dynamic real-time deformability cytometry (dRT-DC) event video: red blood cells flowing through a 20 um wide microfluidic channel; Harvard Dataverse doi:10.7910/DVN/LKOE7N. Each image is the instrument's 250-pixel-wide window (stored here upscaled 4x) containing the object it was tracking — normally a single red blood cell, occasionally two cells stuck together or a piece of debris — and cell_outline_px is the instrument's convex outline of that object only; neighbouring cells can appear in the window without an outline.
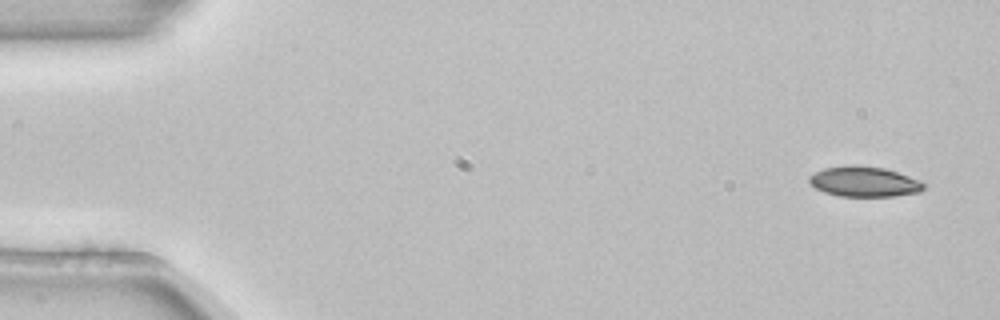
{"species": "common noctule bat (a hibernating species)", "species_latin": "Nyctalus noctula", "temperature_condition": "room temperature", "stored_images_in_passage": 4, "segment_of_instrument_passage": [1, 2], "camera_frame_rate_fps": 3000, "um_per_image_px": 0.085, "animal": {"sex": "female", "body_mass_g": 22.7, "forearm_length_mm": 54.2}, "frame": {"image": 1, "passage_image": 1, "time_ms": 0.0, "image_size_px": [1000, 320], "cell_outline_px": [[924, 188], [920, 192], [892, 196], [840, 196], [824, 192], [816, 188], [808, 180], [808, 176], [824, 168], [848, 164], [856, 164], [884, 168], [920, 180], [924, 184]], "centroid_in_image_um": [73.43, 15.43], "position_along_channel_um": 11.6, "area_um2": 20.17}}
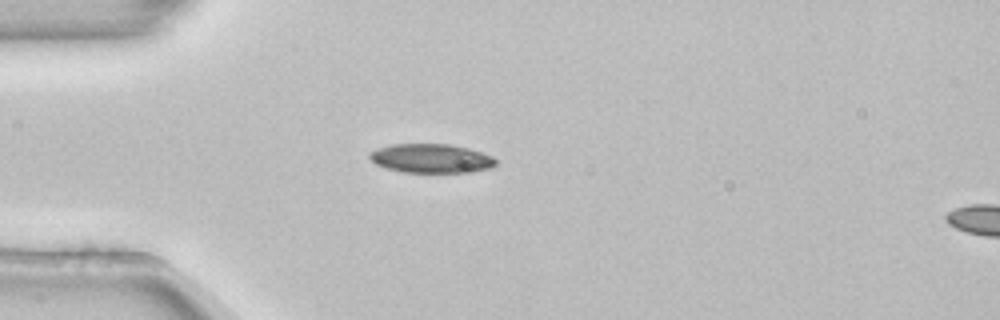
{"frame": {"image": 2, "passage_image": 3, "time_ms": 0.667, "image_size_px": [1000, 320], "cell_outline_px": [[496, 164], [488, 168], [468, 172], [404, 172], [388, 168], [376, 164], [368, 156], [368, 152], [392, 144], [452, 144], [468, 148], [492, 156], [496, 160]], "centroid_in_image_um": [36.64, 13.45], "position_along_channel_um": 48.4, "area_um2": 21.1}}